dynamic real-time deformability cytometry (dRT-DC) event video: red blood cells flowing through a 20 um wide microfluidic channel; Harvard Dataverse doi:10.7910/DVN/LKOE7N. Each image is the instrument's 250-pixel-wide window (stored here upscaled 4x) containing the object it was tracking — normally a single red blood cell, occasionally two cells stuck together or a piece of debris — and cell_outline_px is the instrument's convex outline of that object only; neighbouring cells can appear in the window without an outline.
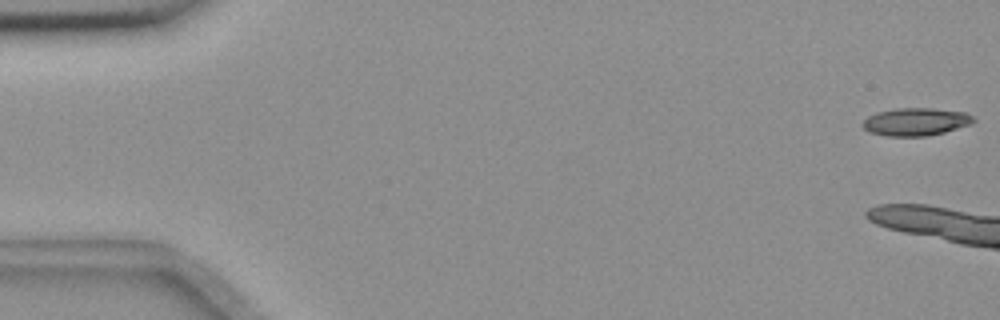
{"species": "common noctule bat (a hibernating species)", "species_latin": "Nyctalus noctula", "temperature_condition": "room temperature", "stored_images_in_passage": 9, "camera_frame_rate_fps": 3000, "um_per_image_px": 0.085, "animal": {"sex": "female", "body_mass_g": 18.4}, "frame": {"image": 1, "passage_image": 1, "time_ms": 0.0, "image_size_px": [1000, 320], "cell_outline_px": [[976, 120], [972, 124], [944, 132], [924, 136], [888, 136], [868, 132], [860, 124], [868, 116], [876, 112], [896, 108], [932, 108], [968, 112]], "centroid_in_image_um": [77.84, 10.34], "position_along_channel_um": 7.2, "area_um2": 18.09}}